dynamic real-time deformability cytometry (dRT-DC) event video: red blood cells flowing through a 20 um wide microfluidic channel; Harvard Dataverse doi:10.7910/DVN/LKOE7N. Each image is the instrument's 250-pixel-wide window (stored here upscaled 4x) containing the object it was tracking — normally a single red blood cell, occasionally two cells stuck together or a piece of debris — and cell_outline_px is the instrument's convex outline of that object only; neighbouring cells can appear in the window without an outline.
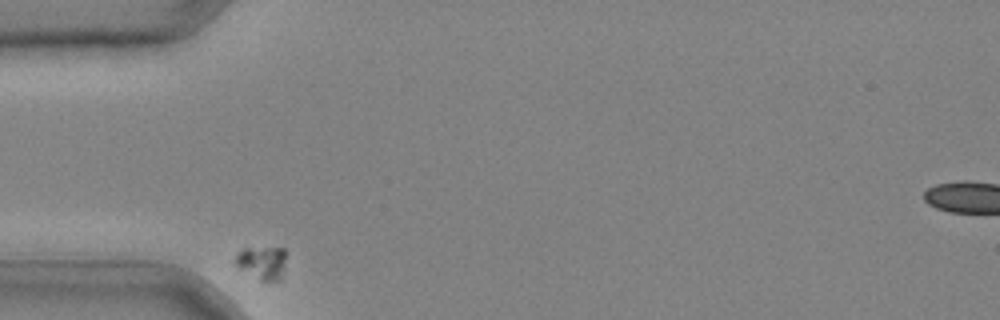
{"species": "common noctule bat (a hibernating species)", "species_latin": "Nyctalus noctula", "temperature_condition": "cold", "stored_images_in_passage": 28, "camera_frame_rate_fps": 3000, "um_per_image_px": 0.085, "animal": {"sex": "male", "body_mass_g": 20.4}, "frame": {"image": 1, "passage_image": 1, "time_ms": 0.0, "image_size_px": [1000, 320], "cell_outline_px": [[288, 252], [280, 280], [260, 280], [236, 268], [236, 252], [244, 248], [284, 248]], "centroid_in_image_um": [22.28, 22.31], "position_along_channel_um": 62.7, "area_um2": 10.0}}
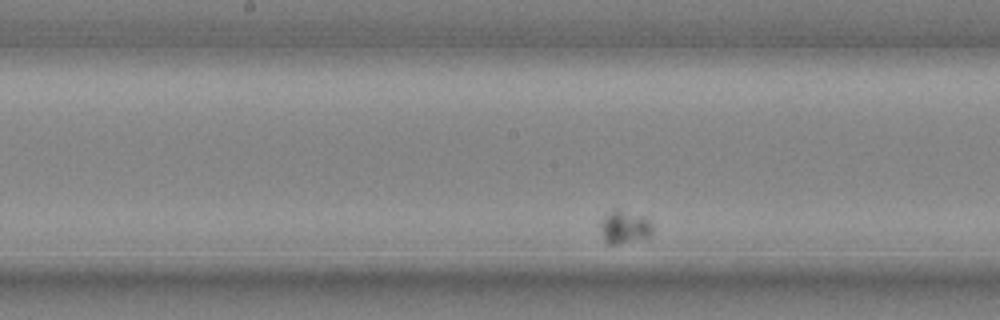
{"frame": {"image": 2, "passage_image": 13, "time_ms": 4.0, "image_size_px": [1000, 320], "cell_outline_px": [[652, 236], [620, 244], [604, 244], [600, 228], [600, 216], [612, 208], [616, 208], [644, 216], [652, 220]], "centroid_in_image_um": [53.04, 19.27], "position_along_channel_um": 195.2, "area_um2": 10.64}}